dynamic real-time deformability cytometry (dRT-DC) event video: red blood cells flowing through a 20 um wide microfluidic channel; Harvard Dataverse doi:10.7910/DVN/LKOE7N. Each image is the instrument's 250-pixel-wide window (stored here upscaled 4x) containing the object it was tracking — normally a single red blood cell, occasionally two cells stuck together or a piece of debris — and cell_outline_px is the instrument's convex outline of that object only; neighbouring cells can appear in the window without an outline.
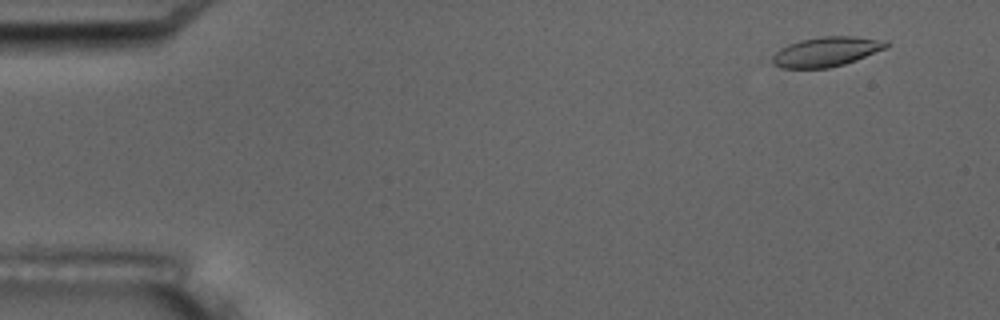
{"species": "common noctule bat (a hibernating species)", "species_latin": "Nyctalus noctula", "temperature_condition": "room temperature", "stored_images_in_passage": 7, "camera_frame_rate_fps": 3000, "um_per_image_px": 0.085, "animal": {"sex": "male", "body_mass_g": 17.5, "forearm_length_mm": 52.3}, "frame": {"image": 1, "passage_image": 2, "time_ms": 1.0, "image_size_px": [1000, 320], "cell_outline_px": [[888, 44], [884, 48], [856, 60], [844, 64], [828, 68], [780, 68], [772, 64], [772, 56], [780, 48], [788, 44], [800, 40], [824, 36], [852, 36], [888, 40]], "centroid_in_image_um": [70.2, 4.39], "position_along_channel_um": 14.8, "area_um2": 19.59}}
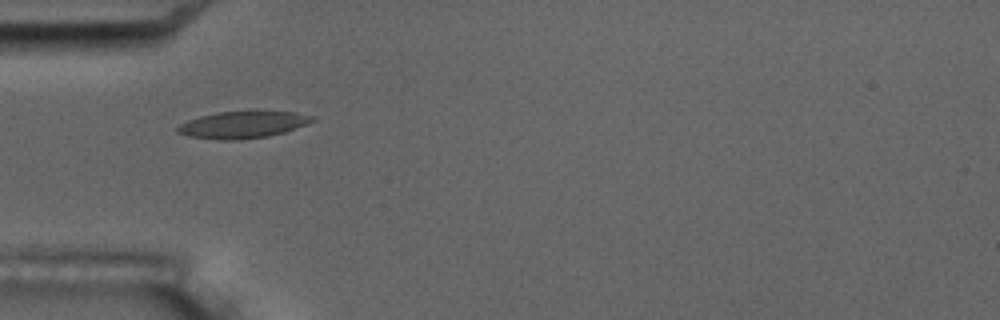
{"frame": {"image": 2, "passage_image": 6, "time_ms": 5.667, "image_size_px": [1000, 320], "cell_outline_px": [[316, 120], [284, 132], [268, 136], [240, 140], [220, 140], [188, 136], [176, 132], [176, 128], [180, 124], [188, 120], [200, 116], [216, 112], [252, 108], [260, 108], [296, 112], [316, 116]], "centroid_in_image_um": [20.69, 10.54], "position_along_channel_um": 64.3, "area_um2": 22.25}}